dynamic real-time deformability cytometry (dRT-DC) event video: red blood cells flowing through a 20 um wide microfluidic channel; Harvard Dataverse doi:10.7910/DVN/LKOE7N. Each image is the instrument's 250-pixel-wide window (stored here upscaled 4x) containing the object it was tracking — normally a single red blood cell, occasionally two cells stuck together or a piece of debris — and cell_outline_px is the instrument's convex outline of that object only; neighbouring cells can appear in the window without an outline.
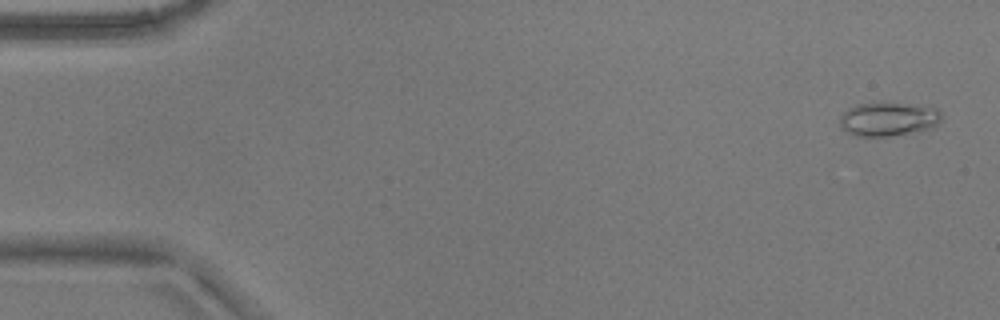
{"species": "common noctule bat (a hibernating species)", "species_latin": "Nyctalus noctula", "temperature_condition": "warm", "stored_images_in_passage": 53, "camera_frame_rate_fps": 3000, "um_per_image_px": 0.085, "animal": {"sex": "male", "body_mass_g": 17.9}, "frame": {"image": 1, "passage_image": 2, "time_ms": 0.333, "image_size_px": [1000, 320], "cell_outline_px": [[944, 116], [940, 124], [936, 128], [920, 132], [888, 136], [856, 136], [840, 128], [840, 116], [848, 108], [856, 104], [880, 100], [940, 108]], "centroid_in_image_um": [75.59, 10.1], "position_along_channel_um": 9.4, "area_um2": 21.21}}
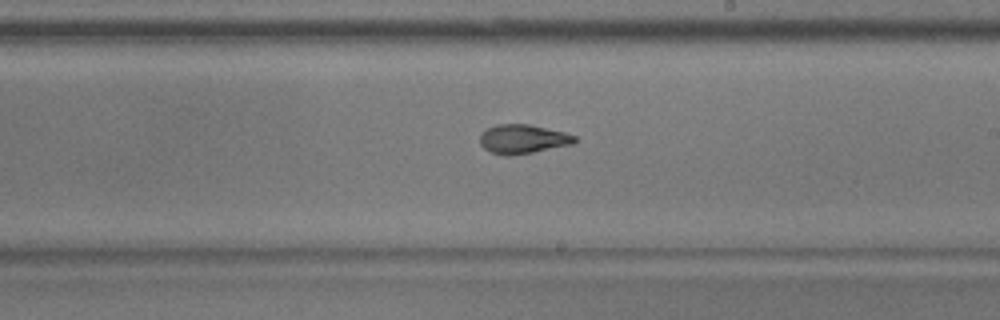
{"frame": {"image": 2, "passage_image": 31, "time_ms": 10.0, "image_size_px": [1000, 320], "cell_outline_px": [[576, 140], [572, 144], [532, 152], [508, 156], [492, 152], [484, 148], [480, 144], [480, 136], [488, 128], [496, 124], [528, 124], [564, 132], [576, 136]], "centroid_in_image_um": [44.43, 11.81], "position_along_channel_um": 244.6, "area_um2": 15.78}}
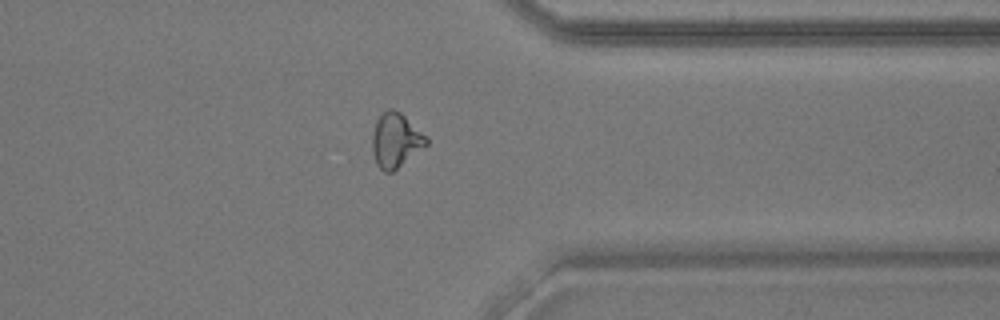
{"frame": {"image": 3, "passage_image": 42, "time_ms": 13.667, "image_size_px": [1000, 320], "cell_outline_px": [[428, 144], [392, 172], [384, 172], [376, 164], [372, 152], [372, 136], [376, 120], [388, 108], [392, 108], [400, 112], [428, 136]], "centroid_in_image_um": [33.64, 11.92], "position_along_channel_um": 377.8, "area_um2": 17.17}, "authors_computed_cell_mechanics": {"area_um2": 16.9932, "velocity_mm_per_s": 3.7988, "shape_relaxation_time_tau1_ms": 8.2689, "shape_relaxation_time_tau2_ms": 1.8595, "deformation_change_tau1": 0.2342, "deformation_change_tau2": 0.0822}}